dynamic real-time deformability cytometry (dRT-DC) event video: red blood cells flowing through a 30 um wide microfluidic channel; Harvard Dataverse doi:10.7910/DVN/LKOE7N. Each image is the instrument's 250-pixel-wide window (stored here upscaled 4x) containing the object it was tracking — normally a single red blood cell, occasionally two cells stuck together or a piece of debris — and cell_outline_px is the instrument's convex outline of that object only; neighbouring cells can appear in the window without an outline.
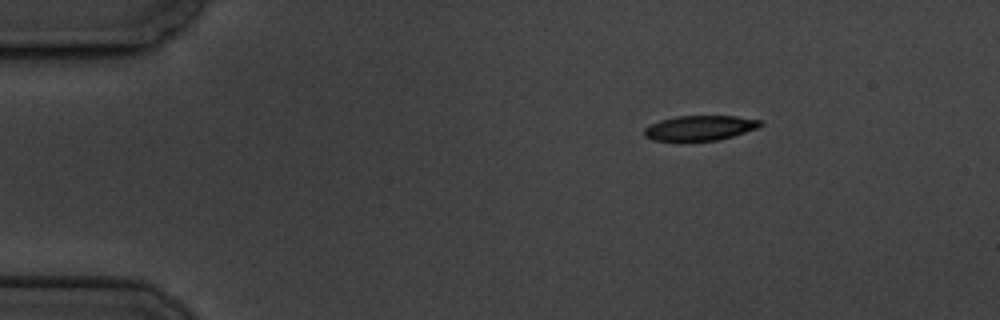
{"species": "common noctule bat (a hibernating species)", "species_latin": "Nyctalus noctula", "temperature_condition": "cold", "stored_images_in_passage": 9, "camera_frame_rate_fps": 3000, "um_per_image_px": 0.085, "animal": {"sex": "male", "body_mass_g": 19.5, "forearm_length_mm": 54.6}, "frame": {"image": 1, "passage_image": 1, "time_ms": 0.0, "image_size_px": [1000, 320], "cell_outline_px": [[764, 124], [760, 128], [720, 140], [652, 140], [644, 136], [644, 128], [660, 120], [676, 116], [736, 116], [760, 120]], "centroid_in_image_um": [59.54, 10.87], "position_along_channel_um": 25.5, "area_um2": 16.88}}
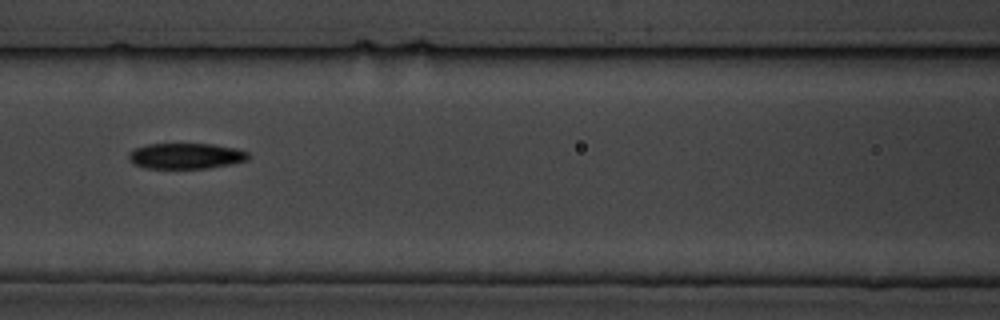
{"frame": {"image": 2, "passage_image": 6, "time_ms": 5.667, "image_size_px": [1000, 320], "cell_outline_px": [[248, 160], [232, 164], [208, 168], [144, 168], [132, 164], [128, 160], [128, 152], [136, 148], [148, 144], [212, 144], [236, 148], [248, 152]], "centroid_in_image_um": [15.77, 13.26], "position_along_channel_um": 150.8, "area_um2": 18.03}}
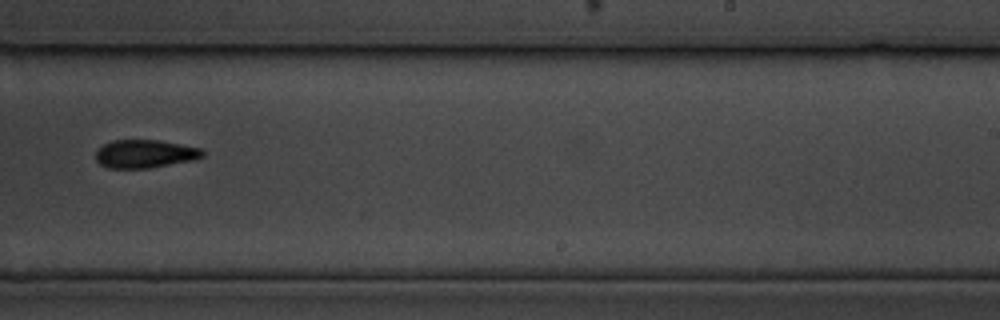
{"frame": {"image": 3, "passage_image": 9, "time_ms": 9.333, "image_size_px": [1000, 320], "cell_outline_px": [[204, 156], [192, 160], [148, 168], [108, 168], [100, 164], [96, 160], [96, 148], [112, 140], [160, 140], [200, 148], [204, 152]], "centroid_in_image_um": [12.28, 13.07], "position_along_channel_um": 276.7, "area_um2": 17.51}}